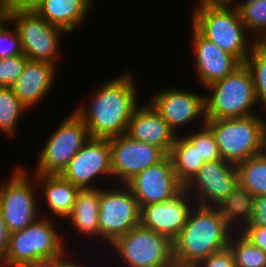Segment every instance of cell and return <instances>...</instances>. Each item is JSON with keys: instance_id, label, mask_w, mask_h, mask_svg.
Returning a JSON list of instances; mask_svg holds the SVG:
<instances>
[{"instance_id": "6da1fadb", "label": "cell", "mask_w": 266, "mask_h": 267, "mask_svg": "<svg viewBox=\"0 0 266 267\" xmlns=\"http://www.w3.org/2000/svg\"><path fill=\"white\" fill-rule=\"evenodd\" d=\"M130 71L102 82L93 90L90 105H79L74 113L85 123L90 138L110 139L125 134L136 107L137 85Z\"/></svg>"}, {"instance_id": "7a4b0ae2", "label": "cell", "mask_w": 266, "mask_h": 267, "mask_svg": "<svg viewBox=\"0 0 266 267\" xmlns=\"http://www.w3.org/2000/svg\"><path fill=\"white\" fill-rule=\"evenodd\" d=\"M231 229L217 208L194 205L173 241L174 262L194 267L202 259L227 248L235 233Z\"/></svg>"}, {"instance_id": "3957f363", "label": "cell", "mask_w": 266, "mask_h": 267, "mask_svg": "<svg viewBox=\"0 0 266 267\" xmlns=\"http://www.w3.org/2000/svg\"><path fill=\"white\" fill-rule=\"evenodd\" d=\"M191 26L203 37L215 43L224 52L235 56L242 64L256 45L241 21L239 12L228 4L199 2L193 7ZM250 42V43H249Z\"/></svg>"}, {"instance_id": "277c9868", "label": "cell", "mask_w": 266, "mask_h": 267, "mask_svg": "<svg viewBox=\"0 0 266 267\" xmlns=\"http://www.w3.org/2000/svg\"><path fill=\"white\" fill-rule=\"evenodd\" d=\"M214 133L220 156L233 164L266 150V119L258 113L229 119H206Z\"/></svg>"}, {"instance_id": "5b68a950", "label": "cell", "mask_w": 266, "mask_h": 267, "mask_svg": "<svg viewBox=\"0 0 266 267\" xmlns=\"http://www.w3.org/2000/svg\"><path fill=\"white\" fill-rule=\"evenodd\" d=\"M205 88L211 92L205 95L206 119H229L256 113L252 108L259 104L251 73L245 64Z\"/></svg>"}, {"instance_id": "8992f818", "label": "cell", "mask_w": 266, "mask_h": 267, "mask_svg": "<svg viewBox=\"0 0 266 267\" xmlns=\"http://www.w3.org/2000/svg\"><path fill=\"white\" fill-rule=\"evenodd\" d=\"M7 19L16 29L22 52L29 60L57 64L66 31L49 24L35 11L7 12Z\"/></svg>"}, {"instance_id": "52a82bcc", "label": "cell", "mask_w": 266, "mask_h": 267, "mask_svg": "<svg viewBox=\"0 0 266 267\" xmlns=\"http://www.w3.org/2000/svg\"><path fill=\"white\" fill-rule=\"evenodd\" d=\"M109 247L126 267H168L174 263L173 242L141 224Z\"/></svg>"}, {"instance_id": "ba28073f", "label": "cell", "mask_w": 266, "mask_h": 267, "mask_svg": "<svg viewBox=\"0 0 266 267\" xmlns=\"http://www.w3.org/2000/svg\"><path fill=\"white\" fill-rule=\"evenodd\" d=\"M89 138L85 123L72 111L47 137L34 174H61Z\"/></svg>"}, {"instance_id": "9c48e42d", "label": "cell", "mask_w": 266, "mask_h": 267, "mask_svg": "<svg viewBox=\"0 0 266 267\" xmlns=\"http://www.w3.org/2000/svg\"><path fill=\"white\" fill-rule=\"evenodd\" d=\"M51 220L44 215L26 228L10 233L5 259L32 263L61 255L66 250V235L62 236Z\"/></svg>"}, {"instance_id": "30bf717a", "label": "cell", "mask_w": 266, "mask_h": 267, "mask_svg": "<svg viewBox=\"0 0 266 267\" xmlns=\"http://www.w3.org/2000/svg\"><path fill=\"white\" fill-rule=\"evenodd\" d=\"M116 184L117 187L115 184L112 188L101 187L99 200L100 241L108 243L109 246L118 237L140 225L141 209L134 194L125 184Z\"/></svg>"}, {"instance_id": "8fae6325", "label": "cell", "mask_w": 266, "mask_h": 267, "mask_svg": "<svg viewBox=\"0 0 266 267\" xmlns=\"http://www.w3.org/2000/svg\"><path fill=\"white\" fill-rule=\"evenodd\" d=\"M25 170L17 166L9 180L0 185V213L9 233L22 230L41 217L37 214V183L35 178L29 179Z\"/></svg>"}, {"instance_id": "7c38bea8", "label": "cell", "mask_w": 266, "mask_h": 267, "mask_svg": "<svg viewBox=\"0 0 266 267\" xmlns=\"http://www.w3.org/2000/svg\"><path fill=\"white\" fill-rule=\"evenodd\" d=\"M237 185L236 165L220 159L204 162L184 189L192 196L195 205L217 208Z\"/></svg>"}, {"instance_id": "4fadbf2b", "label": "cell", "mask_w": 266, "mask_h": 267, "mask_svg": "<svg viewBox=\"0 0 266 267\" xmlns=\"http://www.w3.org/2000/svg\"><path fill=\"white\" fill-rule=\"evenodd\" d=\"M60 175L79 189L100 188L94 181L105 177L114 180L109 139L89 138Z\"/></svg>"}, {"instance_id": "5bb4252c", "label": "cell", "mask_w": 266, "mask_h": 267, "mask_svg": "<svg viewBox=\"0 0 266 267\" xmlns=\"http://www.w3.org/2000/svg\"><path fill=\"white\" fill-rule=\"evenodd\" d=\"M109 144L112 176L122 185L167 156L161 148L136 141L126 134L110 138Z\"/></svg>"}, {"instance_id": "9a60e30c", "label": "cell", "mask_w": 266, "mask_h": 267, "mask_svg": "<svg viewBox=\"0 0 266 267\" xmlns=\"http://www.w3.org/2000/svg\"><path fill=\"white\" fill-rule=\"evenodd\" d=\"M125 185L134 194L140 209L170 200L184 189L176 177L169 155L135 175Z\"/></svg>"}, {"instance_id": "2e32d148", "label": "cell", "mask_w": 266, "mask_h": 267, "mask_svg": "<svg viewBox=\"0 0 266 267\" xmlns=\"http://www.w3.org/2000/svg\"><path fill=\"white\" fill-rule=\"evenodd\" d=\"M155 92L152 93L149 102L176 135H178L179 127L184 128V125L193 123L194 120L201 119L200 126L205 125V93L202 95V93L178 88Z\"/></svg>"}, {"instance_id": "e0dca14e", "label": "cell", "mask_w": 266, "mask_h": 267, "mask_svg": "<svg viewBox=\"0 0 266 267\" xmlns=\"http://www.w3.org/2000/svg\"><path fill=\"white\" fill-rule=\"evenodd\" d=\"M194 202L189 193L183 189L170 200L143 206L140 224L173 242L185 226L190 210L195 205Z\"/></svg>"}, {"instance_id": "ac0fdd59", "label": "cell", "mask_w": 266, "mask_h": 267, "mask_svg": "<svg viewBox=\"0 0 266 267\" xmlns=\"http://www.w3.org/2000/svg\"><path fill=\"white\" fill-rule=\"evenodd\" d=\"M192 48L199 84L207 87L213 82L233 73L242 63L233 55L224 52L215 43L203 37L192 26Z\"/></svg>"}, {"instance_id": "d6986e66", "label": "cell", "mask_w": 266, "mask_h": 267, "mask_svg": "<svg viewBox=\"0 0 266 267\" xmlns=\"http://www.w3.org/2000/svg\"><path fill=\"white\" fill-rule=\"evenodd\" d=\"M146 103L136 107L125 134L136 141L157 146L169 155L177 135L153 105Z\"/></svg>"}, {"instance_id": "ffe728a7", "label": "cell", "mask_w": 266, "mask_h": 267, "mask_svg": "<svg viewBox=\"0 0 266 267\" xmlns=\"http://www.w3.org/2000/svg\"><path fill=\"white\" fill-rule=\"evenodd\" d=\"M57 65L28 60L21 76L11 86L15 95L29 109L38 106L55 83ZM36 105V106H35Z\"/></svg>"}, {"instance_id": "44dd1931", "label": "cell", "mask_w": 266, "mask_h": 267, "mask_svg": "<svg viewBox=\"0 0 266 267\" xmlns=\"http://www.w3.org/2000/svg\"><path fill=\"white\" fill-rule=\"evenodd\" d=\"M93 0H43L35 12L49 24L72 33L80 27L93 8Z\"/></svg>"}, {"instance_id": "7402d4cb", "label": "cell", "mask_w": 266, "mask_h": 267, "mask_svg": "<svg viewBox=\"0 0 266 267\" xmlns=\"http://www.w3.org/2000/svg\"><path fill=\"white\" fill-rule=\"evenodd\" d=\"M33 178L38 185L36 187L40 186V190L43 191L42 196L45 199L47 210L53 214V217L66 219L74 207L76 195L80 189L60 174H34Z\"/></svg>"}, {"instance_id": "603a6c76", "label": "cell", "mask_w": 266, "mask_h": 267, "mask_svg": "<svg viewBox=\"0 0 266 267\" xmlns=\"http://www.w3.org/2000/svg\"><path fill=\"white\" fill-rule=\"evenodd\" d=\"M101 187L93 189H80L76 195L74 207L71 213L66 217L78 233L85 237L99 238V200Z\"/></svg>"}, {"instance_id": "cb8c5ba5", "label": "cell", "mask_w": 266, "mask_h": 267, "mask_svg": "<svg viewBox=\"0 0 266 267\" xmlns=\"http://www.w3.org/2000/svg\"><path fill=\"white\" fill-rule=\"evenodd\" d=\"M181 135L176 136L169 156L178 181L185 187L203 166L204 160L200 157L197 146L185 135Z\"/></svg>"}, {"instance_id": "d4e9b609", "label": "cell", "mask_w": 266, "mask_h": 267, "mask_svg": "<svg viewBox=\"0 0 266 267\" xmlns=\"http://www.w3.org/2000/svg\"><path fill=\"white\" fill-rule=\"evenodd\" d=\"M253 208L254 196L239 184L217 207L221 216L234 232L235 230L238 231L239 229H243L249 224L253 215ZM239 224H242L241 227Z\"/></svg>"}, {"instance_id": "484cf974", "label": "cell", "mask_w": 266, "mask_h": 267, "mask_svg": "<svg viewBox=\"0 0 266 267\" xmlns=\"http://www.w3.org/2000/svg\"><path fill=\"white\" fill-rule=\"evenodd\" d=\"M238 184L254 197L266 195V150L236 164Z\"/></svg>"}, {"instance_id": "4316f807", "label": "cell", "mask_w": 266, "mask_h": 267, "mask_svg": "<svg viewBox=\"0 0 266 267\" xmlns=\"http://www.w3.org/2000/svg\"><path fill=\"white\" fill-rule=\"evenodd\" d=\"M28 110L11 87H0V132L13 138L20 117Z\"/></svg>"}, {"instance_id": "83f0119b", "label": "cell", "mask_w": 266, "mask_h": 267, "mask_svg": "<svg viewBox=\"0 0 266 267\" xmlns=\"http://www.w3.org/2000/svg\"><path fill=\"white\" fill-rule=\"evenodd\" d=\"M228 247L236 267H266V252L254 246L239 231L231 235Z\"/></svg>"}, {"instance_id": "f1b7e54d", "label": "cell", "mask_w": 266, "mask_h": 267, "mask_svg": "<svg viewBox=\"0 0 266 267\" xmlns=\"http://www.w3.org/2000/svg\"><path fill=\"white\" fill-rule=\"evenodd\" d=\"M244 64L251 73L257 102L266 112V55L255 45Z\"/></svg>"}, {"instance_id": "f546056e", "label": "cell", "mask_w": 266, "mask_h": 267, "mask_svg": "<svg viewBox=\"0 0 266 267\" xmlns=\"http://www.w3.org/2000/svg\"><path fill=\"white\" fill-rule=\"evenodd\" d=\"M239 14L247 32L254 35V41L266 34V0H257L244 6Z\"/></svg>"}, {"instance_id": "4dcf8cb0", "label": "cell", "mask_w": 266, "mask_h": 267, "mask_svg": "<svg viewBox=\"0 0 266 267\" xmlns=\"http://www.w3.org/2000/svg\"><path fill=\"white\" fill-rule=\"evenodd\" d=\"M196 132L185 133V136L197 146L200 157L204 162L222 159L219 153L218 145L212 130L205 124L195 130Z\"/></svg>"}, {"instance_id": "1f68e13d", "label": "cell", "mask_w": 266, "mask_h": 267, "mask_svg": "<svg viewBox=\"0 0 266 267\" xmlns=\"http://www.w3.org/2000/svg\"><path fill=\"white\" fill-rule=\"evenodd\" d=\"M29 59L24 54L0 59V87H11Z\"/></svg>"}, {"instance_id": "d6a6232c", "label": "cell", "mask_w": 266, "mask_h": 267, "mask_svg": "<svg viewBox=\"0 0 266 267\" xmlns=\"http://www.w3.org/2000/svg\"><path fill=\"white\" fill-rule=\"evenodd\" d=\"M10 25V21L7 19L0 26V59L23 54L18 33Z\"/></svg>"}, {"instance_id": "836d02e7", "label": "cell", "mask_w": 266, "mask_h": 267, "mask_svg": "<svg viewBox=\"0 0 266 267\" xmlns=\"http://www.w3.org/2000/svg\"><path fill=\"white\" fill-rule=\"evenodd\" d=\"M194 267H236L232 251L229 247L213 253L199 261Z\"/></svg>"}, {"instance_id": "e575fe53", "label": "cell", "mask_w": 266, "mask_h": 267, "mask_svg": "<svg viewBox=\"0 0 266 267\" xmlns=\"http://www.w3.org/2000/svg\"><path fill=\"white\" fill-rule=\"evenodd\" d=\"M239 232L254 246L266 252V227L246 225Z\"/></svg>"}, {"instance_id": "d590c367", "label": "cell", "mask_w": 266, "mask_h": 267, "mask_svg": "<svg viewBox=\"0 0 266 267\" xmlns=\"http://www.w3.org/2000/svg\"><path fill=\"white\" fill-rule=\"evenodd\" d=\"M247 225L266 227V195L254 197V208L251 221Z\"/></svg>"}, {"instance_id": "8d00e7d4", "label": "cell", "mask_w": 266, "mask_h": 267, "mask_svg": "<svg viewBox=\"0 0 266 267\" xmlns=\"http://www.w3.org/2000/svg\"><path fill=\"white\" fill-rule=\"evenodd\" d=\"M43 0H9L7 12L35 11Z\"/></svg>"}, {"instance_id": "74e56055", "label": "cell", "mask_w": 266, "mask_h": 267, "mask_svg": "<svg viewBox=\"0 0 266 267\" xmlns=\"http://www.w3.org/2000/svg\"><path fill=\"white\" fill-rule=\"evenodd\" d=\"M9 232L0 213V261L4 260L8 250Z\"/></svg>"}, {"instance_id": "f35d334b", "label": "cell", "mask_w": 266, "mask_h": 267, "mask_svg": "<svg viewBox=\"0 0 266 267\" xmlns=\"http://www.w3.org/2000/svg\"><path fill=\"white\" fill-rule=\"evenodd\" d=\"M62 254L53 258L38 259L31 263V267H61Z\"/></svg>"}, {"instance_id": "ab89813d", "label": "cell", "mask_w": 266, "mask_h": 267, "mask_svg": "<svg viewBox=\"0 0 266 267\" xmlns=\"http://www.w3.org/2000/svg\"><path fill=\"white\" fill-rule=\"evenodd\" d=\"M68 249L65 250L63 253H62V264H61V267H87L86 265H81L79 263V261H74L70 259L69 256H67L68 254ZM67 257V258H66ZM69 258V259H68ZM72 261V262H71ZM78 262V263H77Z\"/></svg>"}, {"instance_id": "60d3db41", "label": "cell", "mask_w": 266, "mask_h": 267, "mask_svg": "<svg viewBox=\"0 0 266 267\" xmlns=\"http://www.w3.org/2000/svg\"><path fill=\"white\" fill-rule=\"evenodd\" d=\"M0 267H31V263L4 259L0 261Z\"/></svg>"}, {"instance_id": "b9f144b4", "label": "cell", "mask_w": 266, "mask_h": 267, "mask_svg": "<svg viewBox=\"0 0 266 267\" xmlns=\"http://www.w3.org/2000/svg\"><path fill=\"white\" fill-rule=\"evenodd\" d=\"M257 0H244L243 2H239L237 5H235V1L234 0H231L228 5L233 7L234 9H236L238 12L244 7V6H247L249 4H252L254 2H256ZM234 3V5H233Z\"/></svg>"}, {"instance_id": "7bdbcfd3", "label": "cell", "mask_w": 266, "mask_h": 267, "mask_svg": "<svg viewBox=\"0 0 266 267\" xmlns=\"http://www.w3.org/2000/svg\"><path fill=\"white\" fill-rule=\"evenodd\" d=\"M255 43L256 46L266 55V34L262 35Z\"/></svg>"}, {"instance_id": "ee69618b", "label": "cell", "mask_w": 266, "mask_h": 267, "mask_svg": "<svg viewBox=\"0 0 266 267\" xmlns=\"http://www.w3.org/2000/svg\"><path fill=\"white\" fill-rule=\"evenodd\" d=\"M231 0H199L198 2L209 4H228Z\"/></svg>"}, {"instance_id": "f6af8a7d", "label": "cell", "mask_w": 266, "mask_h": 267, "mask_svg": "<svg viewBox=\"0 0 266 267\" xmlns=\"http://www.w3.org/2000/svg\"><path fill=\"white\" fill-rule=\"evenodd\" d=\"M7 20V11L0 10V26Z\"/></svg>"}, {"instance_id": "bcb514c9", "label": "cell", "mask_w": 266, "mask_h": 267, "mask_svg": "<svg viewBox=\"0 0 266 267\" xmlns=\"http://www.w3.org/2000/svg\"><path fill=\"white\" fill-rule=\"evenodd\" d=\"M8 1L0 0V10L7 11Z\"/></svg>"}, {"instance_id": "7dc6e473", "label": "cell", "mask_w": 266, "mask_h": 267, "mask_svg": "<svg viewBox=\"0 0 266 267\" xmlns=\"http://www.w3.org/2000/svg\"><path fill=\"white\" fill-rule=\"evenodd\" d=\"M168 267H187V266H183V265H181V264H178V263H172L170 266H168Z\"/></svg>"}]
</instances>
